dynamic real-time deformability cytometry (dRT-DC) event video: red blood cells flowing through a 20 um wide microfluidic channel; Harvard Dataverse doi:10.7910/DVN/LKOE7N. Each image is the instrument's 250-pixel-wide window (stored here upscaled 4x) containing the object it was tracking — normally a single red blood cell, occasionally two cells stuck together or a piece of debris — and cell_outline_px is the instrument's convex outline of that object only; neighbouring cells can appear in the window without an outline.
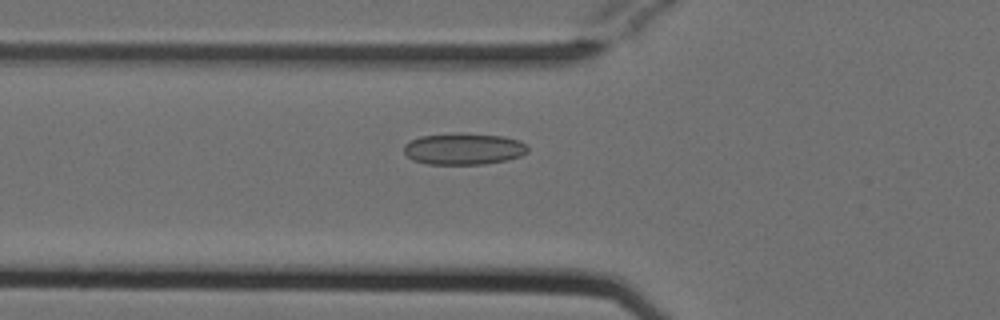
{"species": "Egyptian fruit bat (a non-hibernating species)", "species_latin": "Rousettus aegyptiacus", "temperature_condition": "cold", "stored_images_in_passage": 50, "camera_frame_rate_fps": 3000, "um_per_image_px": 0.085, "animal": {"sex": "female"}, "frame": {"image": 1, "passage_image": 16, "time_ms": 5.0, "image_size_px": [1000, 320], "cell_outline_px": [[528, 152], [520, 156], [508, 160], [484, 164], [428, 164], [412, 160], [404, 152], [404, 144], [420, 136], [460, 132], [504, 136], [520, 140], [528, 148]], "centroid_in_image_um": [39.42, 12.64], "position_along_channel_um": 86.4, "area_um2": 23.0}}
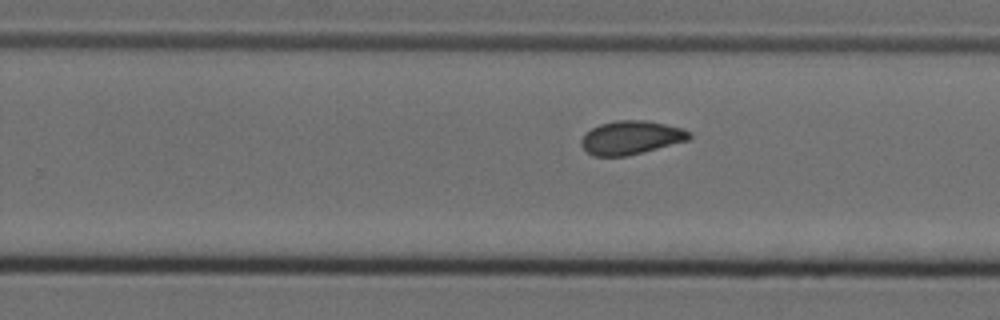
{"frame": {"image": 2, "passage_image": 31, "time_ms": 10.0, "image_size_px": [1000, 320], "cell_outline_px": [[692, 136], [688, 140], [624, 156], [592, 156], [580, 144], [580, 140], [592, 128], [600, 124], [616, 120], [648, 120], [680, 128], [692, 132]], "centroid_in_image_um": [53.63, 11.68], "position_along_channel_um": 276.2, "area_um2": 20.81}}
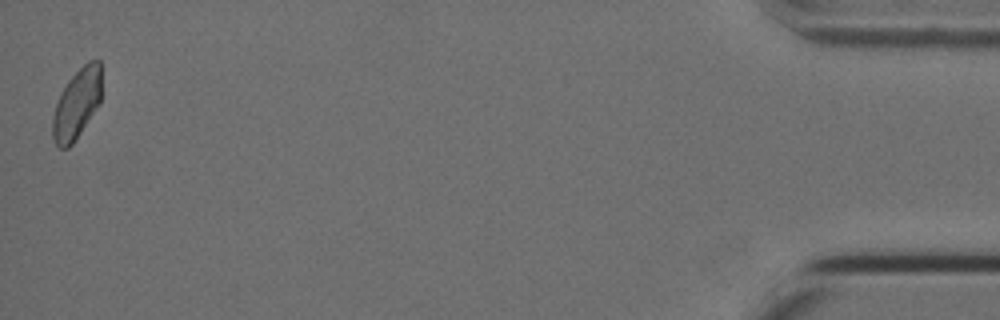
{"frame": {"image": 3, "passage_image": 50, "time_ms": 16.333, "image_size_px": [1000, 320], "cell_outline_px": [[100, 104], [72, 144], [68, 148], [60, 148], [56, 144], [52, 136], [52, 116], [60, 92], [68, 80], [88, 60], [100, 60]], "centroid_in_image_um": [6.51, 8.83], "position_along_channel_um": 428.7, "area_um2": 19.83}, "authors_computed_cell_mechanics": {"area_um2": 21.1259, "velocity_mm_per_s": 3.7924, "shape_relaxation_time_tau1_ms": null, "shape_relaxation_time_tau2_ms": 2.3327, "deformation_change_tau1": null, "deformation_change_tau2": 0.068}}